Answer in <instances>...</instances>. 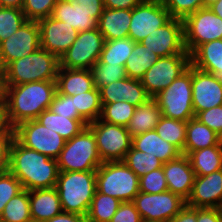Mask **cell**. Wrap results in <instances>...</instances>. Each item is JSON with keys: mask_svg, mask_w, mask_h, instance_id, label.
Listing matches in <instances>:
<instances>
[{"mask_svg": "<svg viewBox=\"0 0 222 222\" xmlns=\"http://www.w3.org/2000/svg\"><path fill=\"white\" fill-rule=\"evenodd\" d=\"M8 170L28 191L56 187L57 160L23 146L16 138L11 150Z\"/></svg>", "mask_w": 222, "mask_h": 222, "instance_id": "cell-1", "label": "cell"}, {"mask_svg": "<svg viewBox=\"0 0 222 222\" xmlns=\"http://www.w3.org/2000/svg\"><path fill=\"white\" fill-rule=\"evenodd\" d=\"M2 88V97L6 101L9 118L14 127L36 119L44 110L49 109L57 92L56 80L35 81Z\"/></svg>", "mask_w": 222, "mask_h": 222, "instance_id": "cell-2", "label": "cell"}, {"mask_svg": "<svg viewBox=\"0 0 222 222\" xmlns=\"http://www.w3.org/2000/svg\"><path fill=\"white\" fill-rule=\"evenodd\" d=\"M59 58L43 48L9 63L2 71V86L56 80Z\"/></svg>", "mask_w": 222, "mask_h": 222, "instance_id": "cell-3", "label": "cell"}, {"mask_svg": "<svg viewBox=\"0 0 222 222\" xmlns=\"http://www.w3.org/2000/svg\"><path fill=\"white\" fill-rule=\"evenodd\" d=\"M56 189L62 211L87 216L96 191V171L59 172Z\"/></svg>", "mask_w": 222, "mask_h": 222, "instance_id": "cell-4", "label": "cell"}, {"mask_svg": "<svg viewBox=\"0 0 222 222\" xmlns=\"http://www.w3.org/2000/svg\"><path fill=\"white\" fill-rule=\"evenodd\" d=\"M59 172L96 171L102 164L93 132L86 126L65 142L57 157Z\"/></svg>", "mask_w": 222, "mask_h": 222, "instance_id": "cell-5", "label": "cell"}, {"mask_svg": "<svg viewBox=\"0 0 222 222\" xmlns=\"http://www.w3.org/2000/svg\"><path fill=\"white\" fill-rule=\"evenodd\" d=\"M96 190L121 202H131L140 192L139 177L124 161L104 162L96 170Z\"/></svg>", "mask_w": 222, "mask_h": 222, "instance_id": "cell-6", "label": "cell"}, {"mask_svg": "<svg viewBox=\"0 0 222 222\" xmlns=\"http://www.w3.org/2000/svg\"><path fill=\"white\" fill-rule=\"evenodd\" d=\"M153 98L165 117L179 121L195 118L192 103V65Z\"/></svg>", "mask_w": 222, "mask_h": 222, "instance_id": "cell-7", "label": "cell"}, {"mask_svg": "<svg viewBox=\"0 0 222 222\" xmlns=\"http://www.w3.org/2000/svg\"><path fill=\"white\" fill-rule=\"evenodd\" d=\"M87 127L94 134L102 163L125 159L132 146V137L128 133L127 127L104 122L100 119L88 123Z\"/></svg>", "mask_w": 222, "mask_h": 222, "instance_id": "cell-8", "label": "cell"}, {"mask_svg": "<svg viewBox=\"0 0 222 222\" xmlns=\"http://www.w3.org/2000/svg\"><path fill=\"white\" fill-rule=\"evenodd\" d=\"M184 45L191 55L200 45L222 39V19L209 7H202L184 20Z\"/></svg>", "mask_w": 222, "mask_h": 222, "instance_id": "cell-9", "label": "cell"}, {"mask_svg": "<svg viewBox=\"0 0 222 222\" xmlns=\"http://www.w3.org/2000/svg\"><path fill=\"white\" fill-rule=\"evenodd\" d=\"M105 38L99 29L79 32L71 47L60 56L59 67L90 70L100 58Z\"/></svg>", "mask_w": 222, "mask_h": 222, "instance_id": "cell-10", "label": "cell"}, {"mask_svg": "<svg viewBox=\"0 0 222 222\" xmlns=\"http://www.w3.org/2000/svg\"><path fill=\"white\" fill-rule=\"evenodd\" d=\"M15 138L23 146L53 159H57L66 142L60 134L46 128L36 119L22 122L16 126Z\"/></svg>", "mask_w": 222, "mask_h": 222, "instance_id": "cell-11", "label": "cell"}, {"mask_svg": "<svg viewBox=\"0 0 222 222\" xmlns=\"http://www.w3.org/2000/svg\"><path fill=\"white\" fill-rule=\"evenodd\" d=\"M190 64V54L160 57L141 79L147 94L155 97L185 72Z\"/></svg>", "mask_w": 222, "mask_h": 222, "instance_id": "cell-12", "label": "cell"}, {"mask_svg": "<svg viewBox=\"0 0 222 222\" xmlns=\"http://www.w3.org/2000/svg\"><path fill=\"white\" fill-rule=\"evenodd\" d=\"M132 202L138 210L142 221H170L186 205V200L171 191L159 194L139 192Z\"/></svg>", "mask_w": 222, "mask_h": 222, "instance_id": "cell-13", "label": "cell"}, {"mask_svg": "<svg viewBox=\"0 0 222 222\" xmlns=\"http://www.w3.org/2000/svg\"><path fill=\"white\" fill-rule=\"evenodd\" d=\"M171 18L161 0H144L132 9L128 37L140 42Z\"/></svg>", "mask_w": 222, "mask_h": 222, "instance_id": "cell-14", "label": "cell"}, {"mask_svg": "<svg viewBox=\"0 0 222 222\" xmlns=\"http://www.w3.org/2000/svg\"><path fill=\"white\" fill-rule=\"evenodd\" d=\"M41 47L37 21L27 20L15 33L0 43L1 71L11 62L30 55Z\"/></svg>", "mask_w": 222, "mask_h": 222, "instance_id": "cell-15", "label": "cell"}, {"mask_svg": "<svg viewBox=\"0 0 222 222\" xmlns=\"http://www.w3.org/2000/svg\"><path fill=\"white\" fill-rule=\"evenodd\" d=\"M140 43L160 57L189 54L184 45V23L178 18H171Z\"/></svg>", "mask_w": 222, "mask_h": 222, "instance_id": "cell-16", "label": "cell"}, {"mask_svg": "<svg viewBox=\"0 0 222 222\" xmlns=\"http://www.w3.org/2000/svg\"><path fill=\"white\" fill-rule=\"evenodd\" d=\"M192 103L195 115L222 105V78L192 66Z\"/></svg>", "mask_w": 222, "mask_h": 222, "instance_id": "cell-17", "label": "cell"}, {"mask_svg": "<svg viewBox=\"0 0 222 222\" xmlns=\"http://www.w3.org/2000/svg\"><path fill=\"white\" fill-rule=\"evenodd\" d=\"M40 30V45L58 58L64 54L77 38L78 32L72 26L49 16L37 21Z\"/></svg>", "mask_w": 222, "mask_h": 222, "instance_id": "cell-18", "label": "cell"}, {"mask_svg": "<svg viewBox=\"0 0 222 222\" xmlns=\"http://www.w3.org/2000/svg\"><path fill=\"white\" fill-rule=\"evenodd\" d=\"M186 205L192 208H221L222 169L205 176H195Z\"/></svg>", "mask_w": 222, "mask_h": 222, "instance_id": "cell-19", "label": "cell"}, {"mask_svg": "<svg viewBox=\"0 0 222 222\" xmlns=\"http://www.w3.org/2000/svg\"><path fill=\"white\" fill-rule=\"evenodd\" d=\"M101 104H110L117 101H126L134 106L145 103L151 98L141 80L126 77L99 88Z\"/></svg>", "mask_w": 222, "mask_h": 222, "instance_id": "cell-20", "label": "cell"}, {"mask_svg": "<svg viewBox=\"0 0 222 222\" xmlns=\"http://www.w3.org/2000/svg\"><path fill=\"white\" fill-rule=\"evenodd\" d=\"M163 171L168 191L187 200L192 191L195 173L187 155L181 154L176 159L163 163Z\"/></svg>", "mask_w": 222, "mask_h": 222, "instance_id": "cell-21", "label": "cell"}, {"mask_svg": "<svg viewBox=\"0 0 222 222\" xmlns=\"http://www.w3.org/2000/svg\"><path fill=\"white\" fill-rule=\"evenodd\" d=\"M32 222H45L62 212L56 187L29 191Z\"/></svg>", "mask_w": 222, "mask_h": 222, "instance_id": "cell-22", "label": "cell"}, {"mask_svg": "<svg viewBox=\"0 0 222 222\" xmlns=\"http://www.w3.org/2000/svg\"><path fill=\"white\" fill-rule=\"evenodd\" d=\"M51 17L67 23L78 33L98 28L94 13L86 12L78 6V3H68L66 0L57 1Z\"/></svg>", "mask_w": 222, "mask_h": 222, "instance_id": "cell-23", "label": "cell"}, {"mask_svg": "<svg viewBox=\"0 0 222 222\" xmlns=\"http://www.w3.org/2000/svg\"><path fill=\"white\" fill-rule=\"evenodd\" d=\"M132 146L141 152L156 156L163 163L176 159L182 154L176 146L162 139L155 129L134 136Z\"/></svg>", "mask_w": 222, "mask_h": 222, "instance_id": "cell-24", "label": "cell"}, {"mask_svg": "<svg viewBox=\"0 0 222 222\" xmlns=\"http://www.w3.org/2000/svg\"><path fill=\"white\" fill-rule=\"evenodd\" d=\"M94 88L91 70L59 67L56 77L57 93L72 96L93 90Z\"/></svg>", "mask_w": 222, "mask_h": 222, "instance_id": "cell-25", "label": "cell"}, {"mask_svg": "<svg viewBox=\"0 0 222 222\" xmlns=\"http://www.w3.org/2000/svg\"><path fill=\"white\" fill-rule=\"evenodd\" d=\"M132 9L105 8L98 21V29L105 40L128 37Z\"/></svg>", "mask_w": 222, "mask_h": 222, "instance_id": "cell-26", "label": "cell"}, {"mask_svg": "<svg viewBox=\"0 0 222 222\" xmlns=\"http://www.w3.org/2000/svg\"><path fill=\"white\" fill-rule=\"evenodd\" d=\"M191 65L222 78V39L200 45L190 55Z\"/></svg>", "mask_w": 222, "mask_h": 222, "instance_id": "cell-27", "label": "cell"}, {"mask_svg": "<svg viewBox=\"0 0 222 222\" xmlns=\"http://www.w3.org/2000/svg\"><path fill=\"white\" fill-rule=\"evenodd\" d=\"M161 116L162 112L157 101L151 97L145 103L135 107L127 131L133 138L136 135L154 130Z\"/></svg>", "mask_w": 222, "mask_h": 222, "instance_id": "cell-28", "label": "cell"}, {"mask_svg": "<svg viewBox=\"0 0 222 222\" xmlns=\"http://www.w3.org/2000/svg\"><path fill=\"white\" fill-rule=\"evenodd\" d=\"M221 141L219 134L196 118H192L187 121L184 155H188L192 151L218 145Z\"/></svg>", "mask_w": 222, "mask_h": 222, "instance_id": "cell-29", "label": "cell"}, {"mask_svg": "<svg viewBox=\"0 0 222 222\" xmlns=\"http://www.w3.org/2000/svg\"><path fill=\"white\" fill-rule=\"evenodd\" d=\"M36 120L46 128L60 134L66 141L78 135L88 125L84 119H70L68 116L58 115L50 109L44 110Z\"/></svg>", "mask_w": 222, "mask_h": 222, "instance_id": "cell-30", "label": "cell"}, {"mask_svg": "<svg viewBox=\"0 0 222 222\" xmlns=\"http://www.w3.org/2000/svg\"><path fill=\"white\" fill-rule=\"evenodd\" d=\"M188 158L195 176H205L222 169V141L215 146L190 152Z\"/></svg>", "mask_w": 222, "mask_h": 222, "instance_id": "cell-31", "label": "cell"}, {"mask_svg": "<svg viewBox=\"0 0 222 222\" xmlns=\"http://www.w3.org/2000/svg\"><path fill=\"white\" fill-rule=\"evenodd\" d=\"M160 58L140 42L134 43L132 53L125 63L127 77L141 80L147 70Z\"/></svg>", "mask_w": 222, "mask_h": 222, "instance_id": "cell-32", "label": "cell"}, {"mask_svg": "<svg viewBox=\"0 0 222 222\" xmlns=\"http://www.w3.org/2000/svg\"><path fill=\"white\" fill-rule=\"evenodd\" d=\"M121 203L119 199L96 190L87 214L88 222H110Z\"/></svg>", "mask_w": 222, "mask_h": 222, "instance_id": "cell-33", "label": "cell"}, {"mask_svg": "<svg viewBox=\"0 0 222 222\" xmlns=\"http://www.w3.org/2000/svg\"><path fill=\"white\" fill-rule=\"evenodd\" d=\"M187 121H179L161 116L155 131L167 142L176 146L184 154Z\"/></svg>", "mask_w": 222, "mask_h": 222, "instance_id": "cell-34", "label": "cell"}, {"mask_svg": "<svg viewBox=\"0 0 222 222\" xmlns=\"http://www.w3.org/2000/svg\"><path fill=\"white\" fill-rule=\"evenodd\" d=\"M0 222H32L28 190L23 189L5 205Z\"/></svg>", "mask_w": 222, "mask_h": 222, "instance_id": "cell-35", "label": "cell"}, {"mask_svg": "<svg viewBox=\"0 0 222 222\" xmlns=\"http://www.w3.org/2000/svg\"><path fill=\"white\" fill-rule=\"evenodd\" d=\"M71 97L74 99V105L75 108H77L78 114L87 123H91L100 118L102 104L98 88L95 87L93 90L72 95Z\"/></svg>", "mask_w": 222, "mask_h": 222, "instance_id": "cell-36", "label": "cell"}, {"mask_svg": "<svg viewBox=\"0 0 222 222\" xmlns=\"http://www.w3.org/2000/svg\"><path fill=\"white\" fill-rule=\"evenodd\" d=\"M134 41L129 37L115 40H105L99 60L102 63L119 64L125 66L128 56L134 48Z\"/></svg>", "mask_w": 222, "mask_h": 222, "instance_id": "cell-37", "label": "cell"}, {"mask_svg": "<svg viewBox=\"0 0 222 222\" xmlns=\"http://www.w3.org/2000/svg\"><path fill=\"white\" fill-rule=\"evenodd\" d=\"M123 161L139 178L163 167V162L156 156L141 152L133 146H131Z\"/></svg>", "mask_w": 222, "mask_h": 222, "instance_id": "cell-38", "label": "cell"}, {"mask_svg": "<svg viewBox=\"0 0 222 222\" xmlns=\"http://www.w3.org/2000/svg\"><path fill=\"white\" fill-rule=\"evenodd\" d=\"M90 70L93 76L94 86L98 89L127 77L125 66L102 63L100 60L95 62Z\"/></svg>", "mask_w": 222, "mask_h": 222, "instance_id": "cell-39", "label": "cell"}, {"mask_svg": "<svg viewBox=\"0 0 222 222\" xmlns=\"http://www.w3.org/2000/svg\"><path fill=\"white\" fill-rule=\"evenodd\" d=\"M135 107L126 101L102 105L100 120L111 124L127 127L132 118Z\"/></svg>", "mask_w": 222, "mask_h": 222, "instance_id": "cell-40", "label": "cell"}, {"mask_svg": "<svg viewBox=\"0 0 222 222\" xmlns=\"http://www.w3.org/2000/svg\"><path fill=\"white\" fill-rule=\"evenodd\" d=\"M26 21L22 10L0 7V43L15 33Z\"/></svg>", "mask_w": 222, "mask_h": 222, "instance_id": "cell-41", "label": "cell"}, {"mask_svg": "<svg viewBox=\"0 0 222 222\" xmlns=\"http://www.w3.org/2000/svg\"><path fill=\"white\" fill-rule=\"evenodd\" d=\"M58 0H24L22 11L31 21H39L52 15Z\"/></svg>", "mask_w": 222, "mask_h": 222, "instance_id": "cell-42", "label": "cell"}, {"mask_svg": "<svg viewBox=\"0 0 222 222\" xmlns=\"http://www.w3.org/2000/svg\"><path fill=\"white\" fill-rule=\"evenodd\" d=\"M22 190L21 182L9 170L0 173V216L5 205Z\"/></svg>", "mask_w": 222, "mask_h": 222, "instance_id": "cell-43", "label": "cell"}, {"mask_svg": "<svg viewBox=\"0 0 222 222\" xmlns=\"http://www.w3.org/2000/svg\"><path fill=\"white\" fill-rule=\"evenodd\" d=\"M140 192L159 194L168 191L163 167L149 172L139 178Z\"/></svg>", "mask_w": 222, "mask_h": 222, "instance_id": "cell-44", "label": "cell"}, {"mask_svg": "<svg viewBox=\"0 0 222 222\" xmlns=\"http://www.w3.org/2000/svg\"><path fill=\"white\" fill-rule=\"evenodd\" d=\"M172 18L184 20L188 15L203 7L202 0H161Z\"/></svg>", "mask_w": 222, "mask_h": 222, "instance_id": "cell-45", "label": "cell"}, {"mask_svg": "<svg viewBox=\"0 0 222 222\" xmlns=\"http://www.w3.org/2000/svg\"><path fill=\"white\" fill-rule=\"evenodd\" d=\"M49 109L58 115L68 116L70 119H83L78 114L71 96L56 92Z\"/></svg>", "mask_w": 222, "mask_h": 222, "instance_id": "cell-46", "label": "cell"}, {"mask_svg": "<svg viewBox=\"0 0 222 222\" xmlns=\"http://www.w3.org/2000/svg\"><path fill=\"white\" fill-rule=\"evenodd\" d=\"M195 118L222 136V105L198 112Z\"/></svg>", "mask_w": 222, "mask_h": 222, "instance_id": "cell-47", "label": "cell"}, {"mask_svg": "<svg viewBox=\"0 0 222 222\" xmlns=\"http://www.w3.org/2000/svg\"><path fill=\"white\" fill-rule=\"evenodd\" d=\"M110 222H142L134 203L122 202Z\"/></svg>", "mask_w": 222, "mask_h": 222, "instance_id": "cell-48", "label": "cell"}, {"mask_svg": "<svg viewBox=\"0 0 222 222\" xmlns=\"http://www.w3.org/2000/svg\"><path fill=\"white\" fill-rule=\"evenodd\" d=\"M15 135H0V173L9 167L10 150Z\"/></svg>", "mask_w": 222, "mask_h": 222, "instance_id": "cell-49", "label": "cell"}, {"mask_svg": "<svg viewBox=\"0 0 222 222\" xmlns=\"http://www.w3.org/2000/svg\"><path fill=\"white\" fill-rule=\"evenodd\" d=\"M68 3H78V6L89 13H94V18L99 21L104 7L103 0H66Z\"/></svg>", "mask_w": 222, "mask_h": 222, "instance_id": "cell-50", "label": "cell"}, {"mask_svg": "<svg viewBox=\"0 0 222 222\" xmlns=\"http://www.w3.org/2000/svg\"><path fill=\"white\" fill-rule=\"evenodd\" d=\"M0 135H15V127L12 125L6 101L0 97Z\"/></svg>", "mask_w": 222, "mask_h": 222, "instance_id": "cell-51", "label": "cell"}, {"mask_svg": "<svg viewBox=\"0 0 222 222\" xmlns=\"http://www.w3.org/2000/svg\"><path fill=\"white\" fill-rule=\"evenodd\" d=\"M196 222H222L220 208H197Z\"/></svg>", "mask_w": 222, "mask_h": 222, "instance_id": "cell-52", "label": "cell"}, {"mask_svg": "<svg viewBox=\"0 0 222 222\" xmlns=\"http://www.w3.org/2000/svg\"><path fill=\"white\" fill-rule=\"evenodd\" d=\"M108 9H133L144 0H103Z\"/></svg>", "mask_w": 222, "mask_h": 222, "instance_id": "cell-53", "label": "cell"}, {"mask_svg": "<svg viewBox=\"0 0 222 222\" xmlns=\"http://www.w3.org/2000/svg\"><path fill=\"white\" fill-rule=\"evenodd\" d=\"M197 208H192L187 205L169 222H196Z\"/></svg>", "mask_w": 222, "mask_h": 222, "instance_id": "cell-54", "label": "cell"}, {"mask_svg": "<svg viewBox=\"0 0 222 222\" xmlns=\"http://www.w3.org/2000/svg\"><path fill=\"white\" fill-rule=\"evenodd\" d=\"M45 222H88V220L87 216L62 211L57 216H54Z\"/></svg>", "mask_w": 222, "mask_h": 222, "instance_id": "cell-55", "label": "cell"}, {"mask_svg": "<svg viewBox=\"0 0 222 222\" xmlns=\"http://www.w3.org/2000/svg\"><path fill=\"white\" fill-rule=\"evenodd\" d=\"M24 0H0V7H10L22 10Z\"/></svg>", "mask_w": 222, "mask_h": 222, "instance_id": "cell-56", "label": "cell"}, {"mask_svg": "<svg viewBox=\"0 0 222 222\" xmlns=\"http://www.w3.org/2000/svg\"><path fill=\"white\" fill-rule=\"evenodd\" d=\"M217 16L222 19V0H218L216 3L209 7Z\"/></svg>", "mask_w": 222, "mask_h": 222, "instance_id": "cell-57", "label": "cell"}, {"mask_svg": "<svg viewBox=\"0 0 222 222\" xmlns=\"http://www.w3.org/2000/svg\"><path fill=\"white\" fill-rule=\"evenodd\" d=\"M203 1V7H210L214 3H216L218 0H202Z\"/></svg>", "mask_w": 222, "mask_h": 222, "instance_id": "cell-58", "label": "cell"}, {"mask_svg": "<svg viewBox=\"0 0 222 222\" xmlns=\"http://www.w3.org/2000/svg\"><path fill=\"white\" fill-rule=\"evenodd\" d=\"M2 74H1V69H0V97L2 96Z\"/></svg>", "mask_w": 222, "mask_h": 222, "instance_id": "cell-59", "label": "cell"}, {"mask_svg": "<svg viewBox=\"0 0 222 222\" xmlns=\"http://www.w3.org/2000/svg\"><path fill=\"white\" fill-rule=\"evenodd\" d=\"M142 222H169V221H162V220H146Z\"/></svg>", "mask_w": 222, "mask_h": 222, "instance_id": "cell-60", "label": "cell"}]
</instances>
